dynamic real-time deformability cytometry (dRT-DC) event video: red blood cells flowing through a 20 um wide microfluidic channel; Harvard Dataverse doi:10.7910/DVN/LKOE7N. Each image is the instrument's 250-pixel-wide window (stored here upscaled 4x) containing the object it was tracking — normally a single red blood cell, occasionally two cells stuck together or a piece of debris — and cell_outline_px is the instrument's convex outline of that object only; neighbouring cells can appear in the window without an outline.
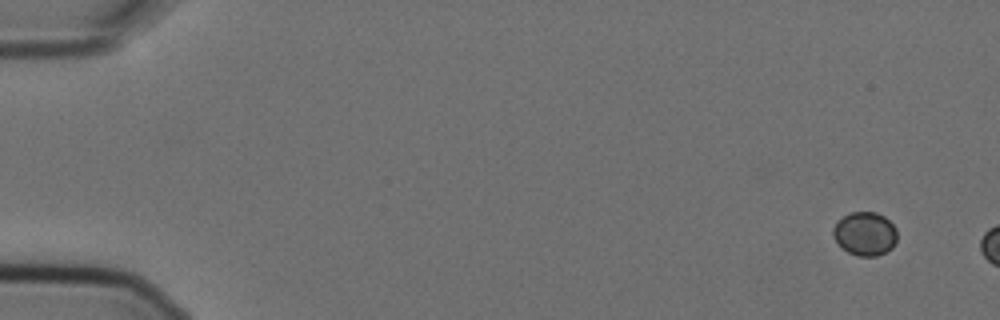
{"species": "Egyptian fruit bat (a non-hibernating species)", "species_latin": "Rousettus aegyptiacus", "temperature_condition": "cold", "stored_images_in_passage": 2, "camera_frame_rate_fps": 3000, "um_per_image_px": 0.085, "animal": {"sex": "female"}, "frame": {"image": 1, "passage_image": 1, "time_ms": 0.0, "image_size_px": [1000, 320], "cell_outline_px": [[896, 240], [892, 248], [876, 256], [856, 256], [848, 252], [832, 236], [832, 228], [836, 220], [852, 212], [876, 212], [884, 216], [896, 228]], "centroid_in_image_um": [73.5, 19.85], "position_along_channel_um": 11.5, "area_um2": 16.24}}